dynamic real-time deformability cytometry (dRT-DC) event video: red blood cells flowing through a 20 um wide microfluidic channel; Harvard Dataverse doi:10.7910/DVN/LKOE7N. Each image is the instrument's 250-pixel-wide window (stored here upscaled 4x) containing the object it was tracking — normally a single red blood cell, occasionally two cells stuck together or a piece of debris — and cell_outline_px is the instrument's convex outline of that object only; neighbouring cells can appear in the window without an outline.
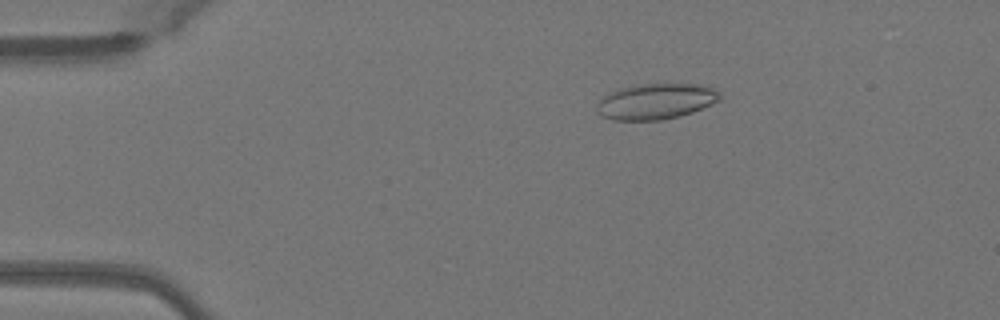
{"species": "Egyptian fruit bat (a non-hibernating species)", "species_latin": "Rousettus aegyptiacus", "temperature_condition": "warm", "stored_images_in_passage": 48, "camera_frame_rate_fps": 3000, "um_per_image_px": 0.085, "animal": {"sex": "female"}, "frame": {"image": 1, "passage_image": 9, "time_ms": 2.667, "image_size_px": [1000, 320], "cell_outline_px": [[720, 100], [712, 104], [692, 112], [680, 116], [660, 120], [612, 120], [600, 116], [596, 112], [596, 104], [604, 96], [620, 88], [640, 84], [700, 84], [712, 88], [720, 92]], "centroid_in_image_um": [55.73, 8.63], "position_along_channel_um": 29.3, "area_um2": 25.66}}
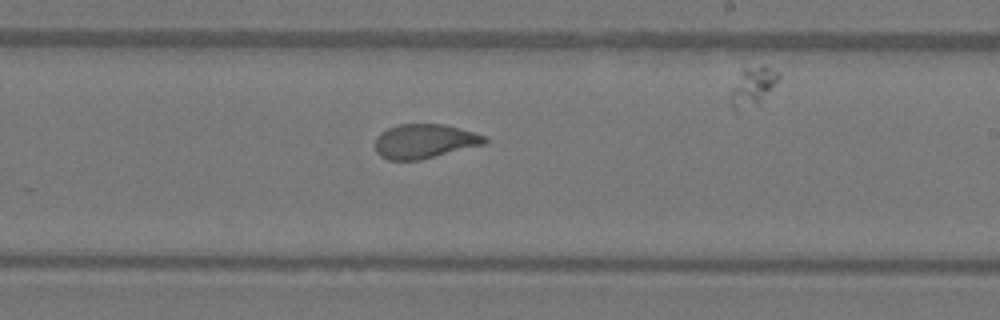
{"frame": {"image": 2, "passage_image": 30, "time_ms": 9.667, "image_size_px": [1000, 320], "cell_outline_px": [[488, 140], [484, 144], [420, 160], [388, 160], [380, 156], [376, 152], [376, 136], [380, 132], [388, 128], [400, 124], [444, 124], [472, 132], [484, 136]], "centroid_in_image_um": [36.04, 12.01], "position_along_channel_um": 253.0, "area_um2": 21.73}}
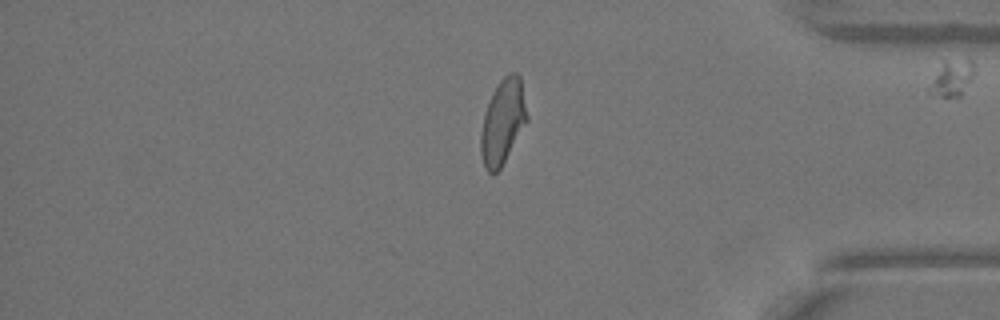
{"frame": {"image": 3, "passage_image": 42, "time_ms": 13.667, "image_size_px": [1000, 320], "cell_outline_px": [[528, 120], [500, 168], [492, 176], [484, 168], [480, 152], [480, 136], [484, 116], [492, 92], [496, 84], [508, 72], [516, 72], [520, 76], [528, 116]], "centroid_in_image_um": [42.73, 10.34], "position_along_channel_um": 392.5, "area_um2": 22.83}, "authors_computed_cell_mechanics": {"area_um2": 23.0333, "velocity_mm_per_s": 4.0616, "shape_relaxation_time_tau1_ms": null, "shape_relaxation_time_tau2_ms": 1.0012, "deformation_change_tau1": null, "deformation_change_tau2": 0.0731}}